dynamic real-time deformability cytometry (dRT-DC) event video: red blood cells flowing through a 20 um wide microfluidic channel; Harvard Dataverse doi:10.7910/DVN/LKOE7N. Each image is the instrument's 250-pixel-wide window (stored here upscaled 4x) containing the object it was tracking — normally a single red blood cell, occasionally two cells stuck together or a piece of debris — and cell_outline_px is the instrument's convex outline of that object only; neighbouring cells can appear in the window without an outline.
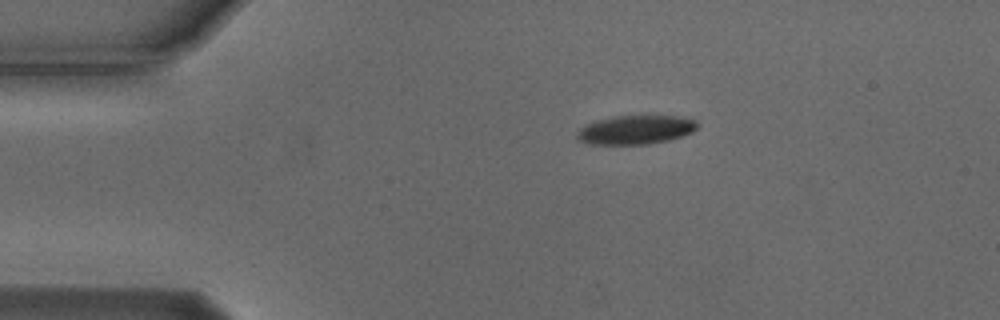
{"species": "Egyptian fruit bat (a non-hibernating species)", "species_latin": "Rousettus aegyptiacus", "temperature_condition": "cold", "stored_images_in_passage": 45, "camera_frame_rate_fps": 3000, "um_per_image_px": 0.085, "animal": {"sex": "male"}, "frame": {"image": 1, "passage_image": 1, "time_ms": 0.0, "image_size_px": [1000, 320], "cell_outline_px": [[700, 124], [692, 132], [668, 140], [648, 144], [588, 144], [576, 140], [576, 136], [580, 128], [596, 120], [612, 116], [676, 116], [696, 120]], "centroid_in_image_um": [54.01, 11.03], "position_along_channel_um": 31.0, "area_um2": 20.23}}
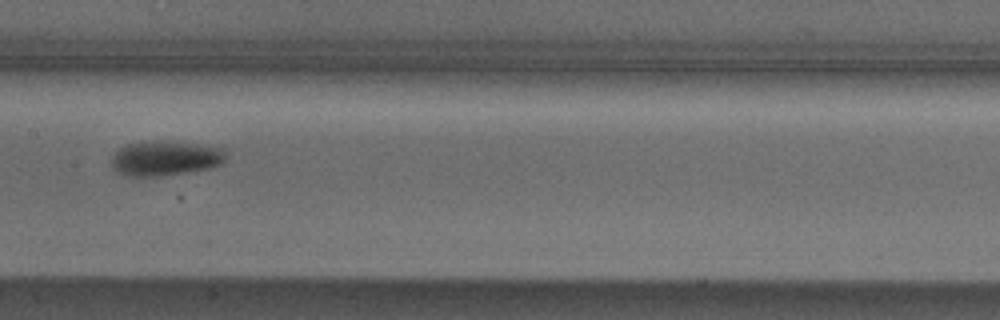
{"frame": {"image": 2, "passage_image": 18, "time_ms": 5.667, "image_size_px": [1000, 320], "cell_outline_px": [[224, 164], [208, 168], [160, 176], [132, 176], [120, 172], [112, 168], [112, 156], [120, 148], [128, 144], [160, 140], [224, 148]], "centroid_in_image_um": [14.05, 13.45], "position_along_channel_um": 193.4, "area_um2": 22.72}}
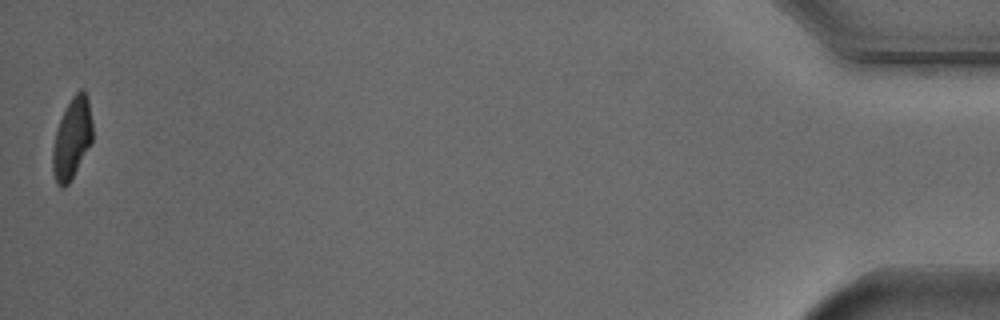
{"frame": {"image": 3, "passage_image": 45, "time_ms": 14.667, "image_size_px": [1000, 320], "cell_outline_px": [[92, 144], [68, 184], [64, 188], [60, 188], [56, 184], [52, 172], [52, 148], [56, 132], [60, 120], [72, 96], [80, 88], [84, 92], [88, 100], [92, 120]], "centroid_in_image_um": [6.11, 11.82], "position_along_channel_um": 429.1, "area_um2": 18.84}, "authors_computed_cell_mechanics": {"area_um2": 22.1374, "velocity_mm_per_s": 3.7322, "shape_relaxation_time_tau1_ms": 4.8043, "shape_relaxation_time_tau2_ms": null, "deformation_change_tau1": 0.1615, "deformation_change_tau2": null}}